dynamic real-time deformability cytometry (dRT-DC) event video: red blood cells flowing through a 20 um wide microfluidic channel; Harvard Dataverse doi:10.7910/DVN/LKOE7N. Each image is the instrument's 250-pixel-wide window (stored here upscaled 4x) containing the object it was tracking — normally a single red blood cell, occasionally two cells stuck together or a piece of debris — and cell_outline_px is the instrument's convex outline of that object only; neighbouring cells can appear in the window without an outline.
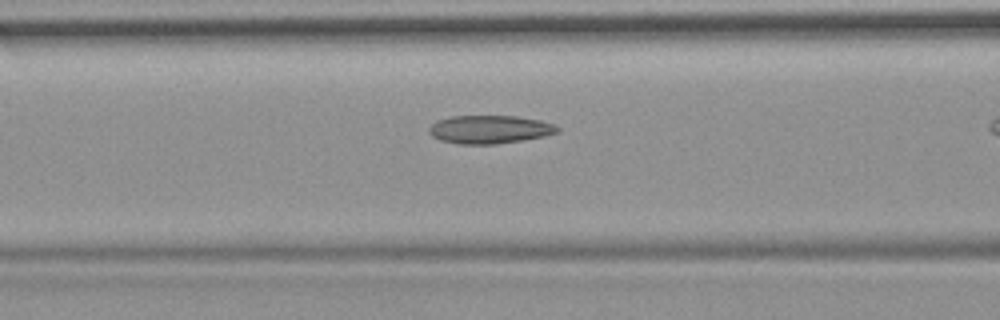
{"species": "common noctule bat (a hibernating species)", "species_latin": "Nyctalus noctula", "temperature_condition": "room temperature", "stored_images_in_passage": 19, "camera_frame_rate_fps": 3000, "um_per_image_px": 0.085, "animal": {"sex": "female", "body_mass_g": 19.9}, "frame": {"image": 1, "passage_image": 11, "time_ms": 3.333, "image_size_px": [1000, 320], "cell_outline_px": [[560, 128], [556, 132], [544, 136], [524, 140], [496, 144], [460, 144], [440, 140], [432, 136], [428, 132], [428, 128], [436, 120], [452, 116], [516, 116], [540, 120], [556, 124]], "centroid_in_image_um": [41.61, 11.0], "position_along_channel_um": 125.0, "area_um2": 21.21}}
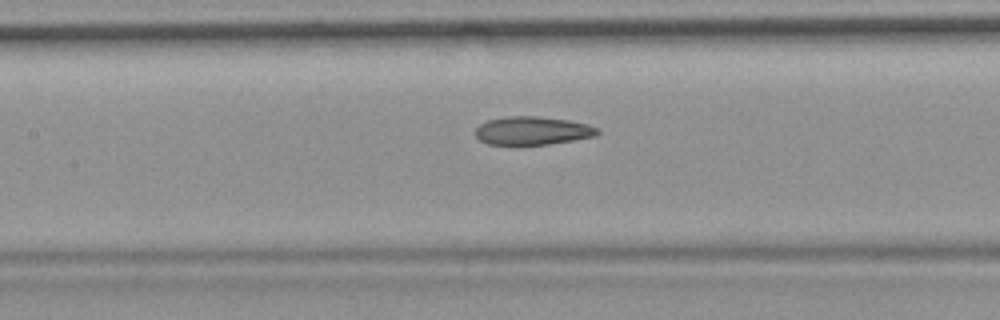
{"frame": {"image": 2, "passage_image": 14, "time_ms": 4.333, "image_size_px": [1000, 320], "cell_outline_px": [[600, 132], [596, 136], [548, 144], [488, 144], [480, 140], [476, 136], [476, 128], [480, 124], [488, 120], [508, 116], [536, 116], [568, 120], [588, 124], [596, 128]], "centroid_in_image_um": [45.26, 11.1], "position_along_channel_um": 162.1, "area_um2": 19.88}}